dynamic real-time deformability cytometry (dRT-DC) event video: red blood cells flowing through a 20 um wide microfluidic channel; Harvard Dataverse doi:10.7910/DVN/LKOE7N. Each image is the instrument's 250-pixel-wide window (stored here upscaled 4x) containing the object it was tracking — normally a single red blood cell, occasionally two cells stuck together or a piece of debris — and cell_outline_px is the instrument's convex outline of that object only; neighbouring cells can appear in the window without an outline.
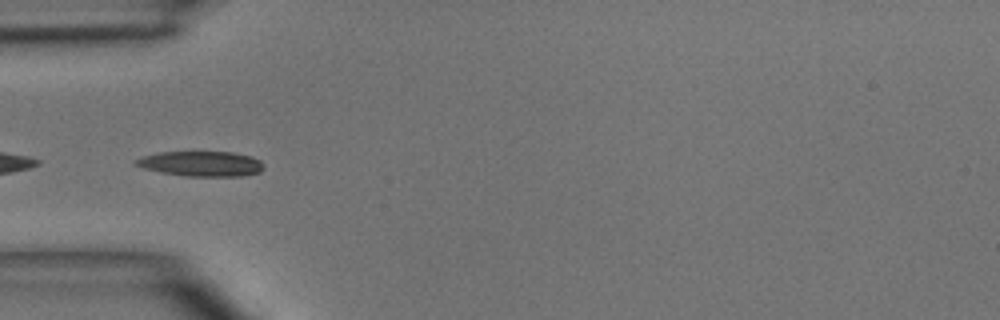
{"species": "common noctule bat (a hibernating species)", "species_latin": "Nyctalus noctula", "temperature_condition": "room temperature", "stored_images_in_passage": 5, "camera_frame_rate_fps": 3000, "um_per_image_px": 0.085, "animal": {"sex": "male", "body_mass_g": 15.6}, "frame": {"image": 1, "passage_image": 4, "time_ms": 3.667, "image_size_px": [1000, 320], "cell_outline_px": [[264, 168], [260, 172], [240, 176], [188, 176], [160, 172], [144, 168], [132, 164], [132, 160], [144, 156], [160, 152], [232, 152], [252, 156], [260, 160], [264, 164]], "centroid_in_image_um": [17.1, 13.91], "position_along_channel_um": 67.9, "area_um2": 18.79}}